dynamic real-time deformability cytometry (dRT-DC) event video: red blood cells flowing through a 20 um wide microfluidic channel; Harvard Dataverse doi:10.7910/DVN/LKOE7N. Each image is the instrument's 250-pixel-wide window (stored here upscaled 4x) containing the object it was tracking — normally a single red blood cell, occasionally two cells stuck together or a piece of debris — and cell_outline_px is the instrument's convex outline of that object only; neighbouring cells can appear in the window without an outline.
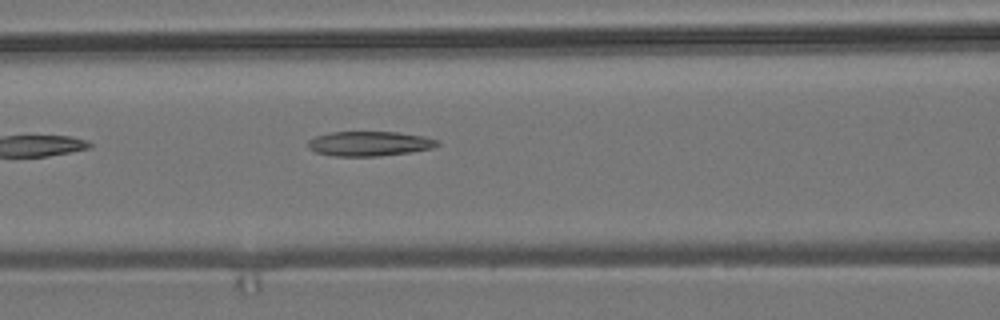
{"species": "common noctule bat (a hibernating species)", "species_latin": "Nyctalus noctula", "temperature_condition": "room temperature", "stored_images_in_passage": 8, "camera_frame_rate_fps": 3000, "um_per_image_px": 0.085, "animal": {"sex": "male", "body_mass_g": 19.2, "forearm_length_mm": 51.8}, "frame": {"image": 1, "passage_image": 8, "time_ms": 9.667, "image_size_px": [1000, 320], "cell_outline_px": [[440, 144], [432, 148], [408, 152], [380, 156], [332, 156], [316, 152], [308, 148], [308, 140], [316, 136], [332, 132], [396, 132], [424, 136], [440, 140]], "centroid_in_image_um": [31.4, 12.21], "position_along_channel_um": 135.2, "area_um2": 18.61}}